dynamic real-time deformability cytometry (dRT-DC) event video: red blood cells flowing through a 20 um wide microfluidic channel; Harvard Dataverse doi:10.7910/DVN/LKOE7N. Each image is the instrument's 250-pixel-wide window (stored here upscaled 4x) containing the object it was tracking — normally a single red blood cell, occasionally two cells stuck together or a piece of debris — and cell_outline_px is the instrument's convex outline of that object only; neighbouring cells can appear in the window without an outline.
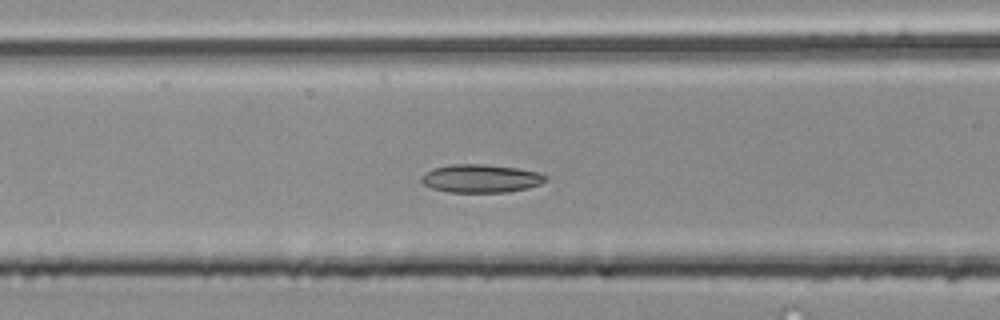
{"species": "common noctule bat (a hibernating species)", "species_latin": "Nyctalus noctula", "temperature_condition": "room temperature", "stored_images_in_passage": 21, "camera_frame_rate_fps": 3000, "um_per_image_px": 0.085, "animal": {"sex": "male", "body_mass_g": 20.4}, "frame": {"image": 1, "passage_image": 11, "time_ms": 3.333, "image_size_px": [1000, 320], "cell_outline_px": [[548, 180], [540, 184], [528, 188], [508, 192], [448, 192], [432, 188], [424, 184], [420, 180], [420, 176], [424, 172], [432, 168], [452, 164], [488, 164], [516, 168], [540, 172], [548, 176]], "centroid_in_image_um": [40.88, 15.16], "position_along_channel_um": 125.7, "area_um2": 20.69}}
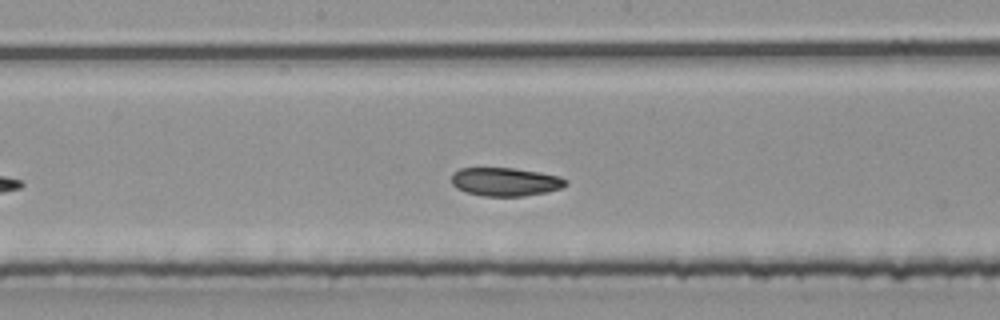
{"frame": {"image": 2, "passage_image": 17, "time_ms": 5.333, "image_size_px": [1000, 320], "cell_outline_px": [[568, 184], [560, 188], [548, 192], [524, 196], [484, 196], [464, 192], [456, 188], [452, 184], [452, 172], [460, 168], [512, 168], [540, 172], [560, 176], [568, 180]], "centroid_in_image_um": [42.96, 15.45], "position_along_channel_um": 205.2, "area_um2": 19.13}}
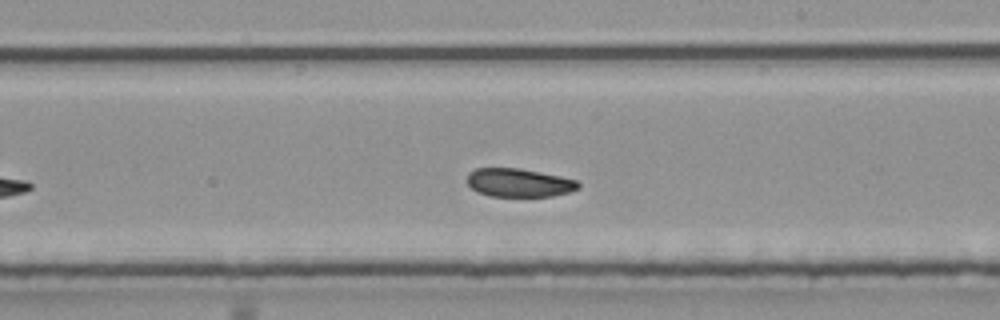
{"frame": {"image": 3, "passage_image": 20, "time_ms": 6.333, "image_size_px": [1000, 320], "cell_outline_px": [[580, 188], [568, 192], [552, 196], [492, 196], [480, 192], [472, 188], [468, 184], [468, 172], [476, 168], [520, 168], [560, 176], [576, 180], [580, 184]], "centroid_in_image_um": [44.12, 15.52], "position_along_channel_um": 244.9, "area_um2": 18.26}}